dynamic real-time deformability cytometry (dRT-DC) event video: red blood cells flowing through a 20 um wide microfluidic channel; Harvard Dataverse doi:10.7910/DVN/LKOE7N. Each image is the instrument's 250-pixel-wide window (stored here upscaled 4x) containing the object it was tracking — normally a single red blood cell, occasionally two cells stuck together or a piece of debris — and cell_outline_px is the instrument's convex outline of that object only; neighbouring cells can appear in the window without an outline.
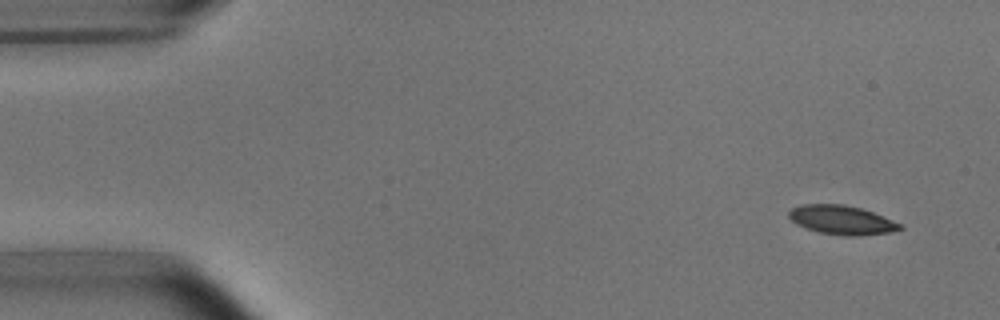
{"species": "common noctule bat (a hibernating species)", "species_latin": "Nyctalus noctula", "temperature_condition": "room temperature", "stored_images_in_passage": 5, "camera_frame_rate_fps": 3000, "um_per_image_px": 0.085, "animal": {"sex": "male", "body_mass_g": 15.6}, "frame": {"image": 1, "passage_image": 1, "time_ms": 0.0, "image_size_px": [1000, 320], "cell_outline_px": [[904, 228], [888, 232], [856, 236], [844, 236], [820, 232], [796, 224], [788, 216], [788, 212], [792, 208], [800, 204], [844, 204], [860, 208], [872, 212], [904, 224]], "centroid_in_image_um": [71.55, 18.69], "position_along_channel_um": 13.4, "area_um2": 18.73}}
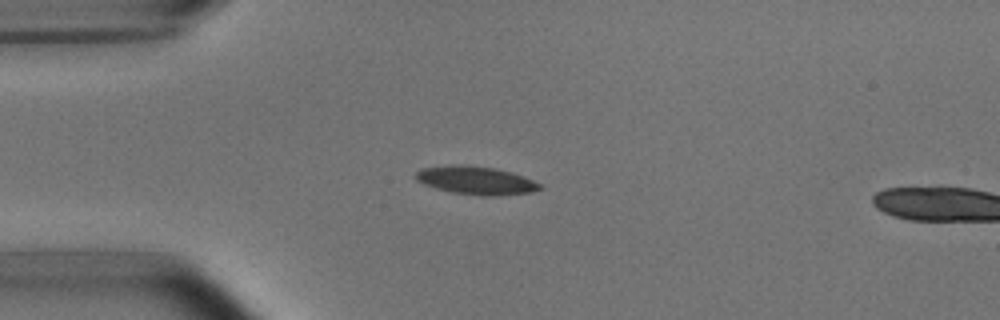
{"frame": {"image": 2, "passage_image": 4, "time_ms": 3.333, "image_size_px": [1000, 320], "cell_outline_px": [[544, 188], [532, 192], [496, 196], [480, 196], [452, 192], [436, 188], [424, 184], [416, 180], [416, 172], [420, 168], [452, 164], [464, 164], [496, 168], [512, 172], [524, 176], [540, 184]], "centroid_in_image_um": [40.46, 15.32], "position_along_channel_um": 44.5, "area_um2": 20.63}}